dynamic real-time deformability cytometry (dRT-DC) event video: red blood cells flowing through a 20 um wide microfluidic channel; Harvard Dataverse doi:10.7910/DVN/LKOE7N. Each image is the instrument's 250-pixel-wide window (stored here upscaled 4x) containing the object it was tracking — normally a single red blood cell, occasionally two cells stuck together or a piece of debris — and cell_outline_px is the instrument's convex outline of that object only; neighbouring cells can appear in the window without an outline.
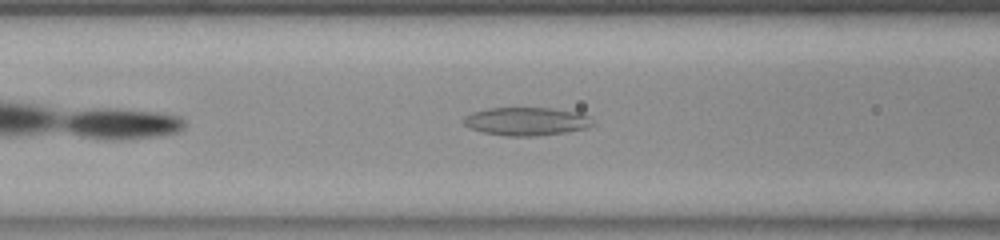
{"species": "common noctule bat (a hibernating species)", "species_latin": "Nyctalus noctula", "temperature_condition": "room temperature", "stored_images_in_passage": 38, "camera_frame_rate_fps": 3000, "um_per_image_px": 0.085, "animal": {"sex": "female", "body_mass_g": 23.0, "forearm_length_mm": 53.4}, "frame": {"image": 1, "passage_image": 8, "time_ms": 2.333, "image_size_px": [1000, 240], "cell_outline_px": [[592, 124], [584, 128], [560, 132], [532, 136], [508, 136], [484, 132], [472, 128], [464, 124], [464, 116], [472, 112], [488, 108], [552, 108], [580, 112], [588, 116]], "centroid_in_image_um": [44.7, 10.29], "position_along_channel_um": 121.9, "area_um2": 20.75}}
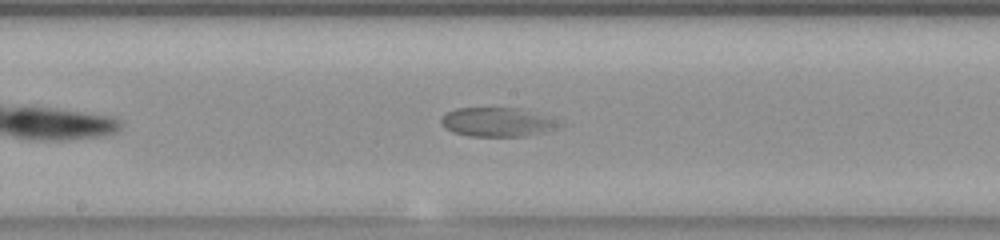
{"frame": {"image": 2, "passage_image": 15, "time_ms": 4.667, "image_size_px": [1000, 240], "cell_outline_px": [[552, 124], [524, 136], [472, 136], [456, 132], [448, 128], [440, 120], [444, 112], [456, 108], [524, 108], [548, 120]], "centroid_in_image_um": [41.96, 10.34], "position_along_channel_um": 206.2, "area_um2": 18.32}}
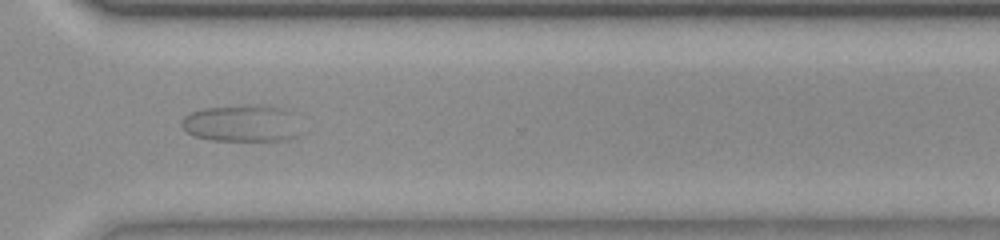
{"frame": {"image": 3, "passage_image": 27, "time_ms": 8.667, "image_size_px": [1000, 240], "cell_outline_px": [[296, 136], [284, 140], [212, 140], [196, 136], [188, 132], [180, 124], [184, 116], [192, 112], [204, 108], [248, 104], [268, 104], [280, 108], [284, 112]], "centroid_in_image_um": [20.35, 10.47], "position_along_channel_um": 350.2, "area_um2": 24.45}}